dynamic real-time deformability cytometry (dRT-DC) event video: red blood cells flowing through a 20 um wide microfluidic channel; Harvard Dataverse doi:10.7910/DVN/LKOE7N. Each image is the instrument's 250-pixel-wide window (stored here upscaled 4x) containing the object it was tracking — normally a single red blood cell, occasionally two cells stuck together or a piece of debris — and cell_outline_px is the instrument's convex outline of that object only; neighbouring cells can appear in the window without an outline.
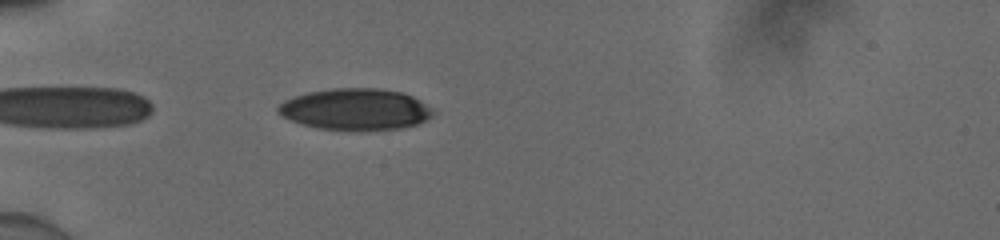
{"species": "human", "species_latin": "Homo sapiens", "temperature_condition": "cold", "stored_images_in_passage": 38, "camera_frame_rate_fps": 3000, "um_per_image_px": 0.085, "donor": {"sex": "male"}, "frame": {"image": 1, "passage_image": 2, "time_ms": 0.333, "image_size_px": [1000, 240], "cell_outline_px": [[432, 116], [428, 120], [404, 128], [320, 128], [304, 124], [292, 120], [276, 112], [276, 108], [284, 100], [308, 92], [332, 88], [380, 88], [400, 92], [412, 96], [420, 100], [432, 108]], "centroid_in_image_um": [30.23, 9.25], "position_along_channel_um": 54.8, "area_um2": 36.53}}
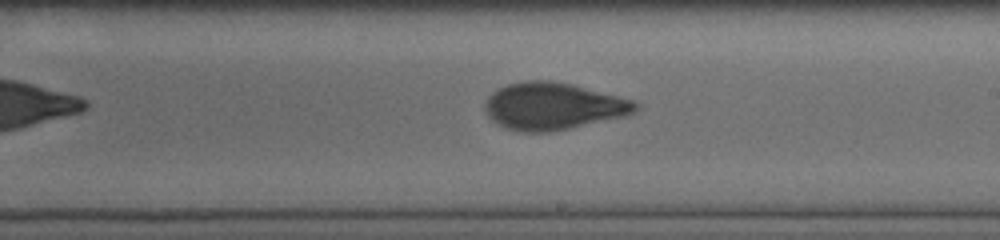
{"frame": {"image": 2, "passage_image": 18, "time_ms": 5.667, "image_size_px": [1000, 240], "cell_outline_px": [[640, 108], [636, 112], [628, 116], [552, 132], [524, 132], [504, 128], [492, 120], [484, 112], [484, 104], [488, 96], [492, 92], [508, 84], [524, 80], [552, 80], [572, 84], [636, 100], [640, 104]], "centroid_in_image_um": [47.06, 9.03], "position_along_channel_um": 241.9, "area_um2": 42.02}}
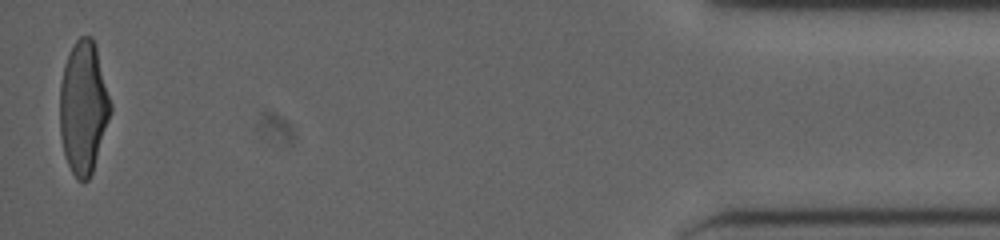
{"frame": {"image": 3, "passage_image": 38, "time_ms": 12.333, "image_size_px": [1000, 240], "cell_outline_px": [[112, 112], [92, 172], [88, 180], [76, 180], [68, 164], [64, 152], [60, 136], [60, 84], [64, 64], [68, 52], [76, 40], [80, 36], [92, 36], [96, 48], [112, 104]], "centroid_in_image_um": [7.09, 9.12], "position_along_channel_um": 428.1, "area_um2": 39.19}, "authors_computed_cell_mechanics": {"area_um2": 40.0265, "velocity_mm_per_s": 3.9151, "shape_relaxation_time_tau1_ms": 5.0743, "shape_relaxation_time_tau2_ms": 0.9307, "deformation_change_tau1": 0.1946, "deformation_change_tau2": 0.0706}}